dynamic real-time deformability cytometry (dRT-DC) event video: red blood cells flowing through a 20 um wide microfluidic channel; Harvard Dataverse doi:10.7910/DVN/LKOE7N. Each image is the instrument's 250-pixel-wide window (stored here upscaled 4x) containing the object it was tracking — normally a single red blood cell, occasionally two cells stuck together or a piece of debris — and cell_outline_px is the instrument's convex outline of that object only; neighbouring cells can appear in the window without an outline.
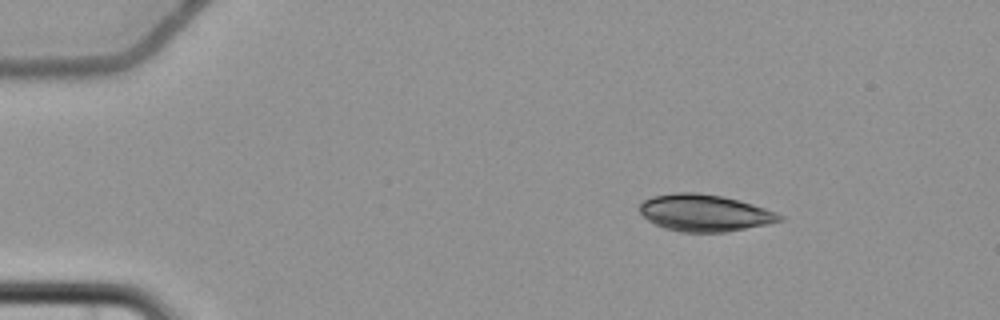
{"species": "common noctule bat (a hibernating species)", "species_latin": "Nyctalus noctula", "temperature_condition": "cold", "stored_images_in_passage": 8, "camera_frame_rate_fps": 3000, "um_per_image_px": 0.085, "animal": {"sex": "female", "body_mass_g": 22.7, "forearm_length_mm": 54.2}, "frame": {"image": 1, "passage_image": 2, "time_ms": 1.0, "image_size_px": [1000, 320], "cell_outline_px": [[784, 220], [768, 224], [724, 232], [680, 232], [664, 228], [648, 220], [640, 212], [640, 204], [644, 200], [652, 196], [676, 192], [696, 192], [724, 196], [740, 200], [776, 212], [784, 216]], "centroid_in_image_um": [59.9, 18.09], "position_along_channel_um": 25.1, "area_um2": 30.11}}
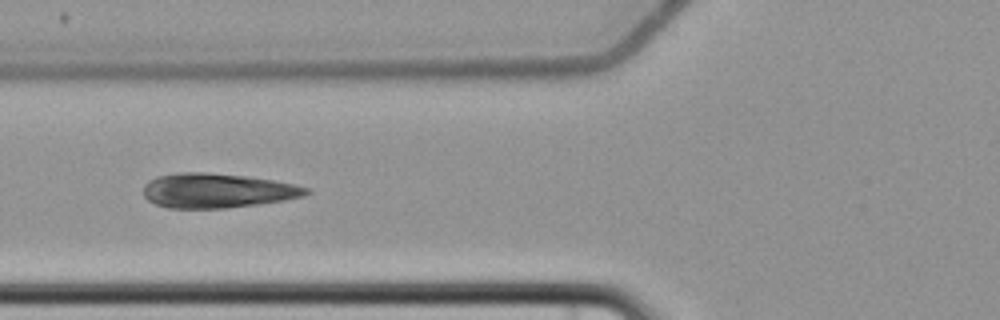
{"frame": {"image": 2, "passage_image": 5, "time_ms": 5.667, "image_size_px": [1000, 320], "cell_outline_px": [[312, 192], [304, 196], [284, 200], [260, 204], [228, 208], [168, 208], [156, 204], [148, 200], [144, 196], [144, 184], [148, 180], [156, 176], [180, 172], [204, 172], [248, 176], [272, 180], [312, 188]], "centroid_in_image_um": [18.47, 16.2], "position_along_channel_um": 107.3, "area_um2": 33.0}}
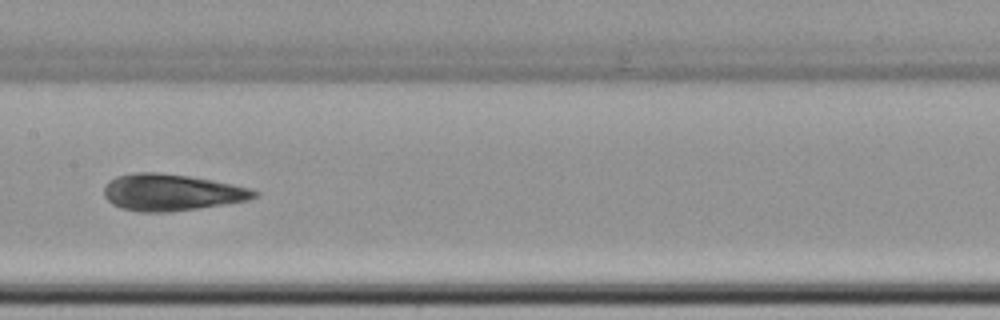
{"frame": {"image": 3, "passage_image": 7, "time_ms": 8.0, "image_size_px": [1000, 320], "cell_outline_px": [[260, 196], [248, 200], [224, 204], [168, 212], [140, 212], [120, 208], [112, 204], [104, 196], [104, 188], [108, 180], [116, 176], [132, 172], [156, 172], [188, 176], [212, 180], [252, 188], [260, 192]], "centroid_in_image_um": [14.57, 16.35], "position_along_channel_um": 192.8, "area_um2": 32.25}}